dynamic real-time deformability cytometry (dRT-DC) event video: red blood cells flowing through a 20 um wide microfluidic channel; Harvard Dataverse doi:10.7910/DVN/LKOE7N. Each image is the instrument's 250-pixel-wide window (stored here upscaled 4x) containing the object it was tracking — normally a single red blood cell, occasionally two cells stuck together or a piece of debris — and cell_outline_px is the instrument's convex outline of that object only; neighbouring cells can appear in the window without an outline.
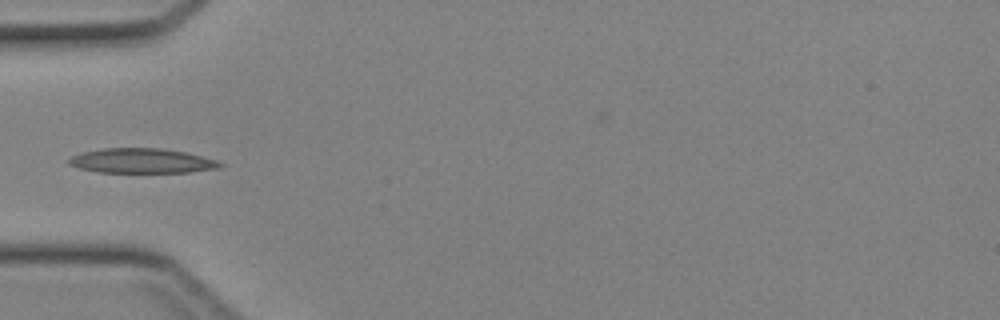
{"species": "Egyptian fruit bat (a non-hibernating species)", "species_latin": "Rousettus aegyptiacus", "temperature_condition": "cold", "stored_images_in_passage": 30, "camera_frame_rate_fps": 3000, "um_per_image_px": 0.085, "animal": {"sex": "female"}, "frame": {"image": 1, "passage_image": 1, "time_ms": 0.0, "image_size_px": [1000, 320], "cell_outline_px": [[224, 164], [220, 168], [188, 172], [96, 172], [80, 168], [68, 164], [68, 160], [72, 156], [80, 152], [104, 148], [164, 148], [184, 152], [216, 160]], "centroid_in_image_um": [12.03, 13.66], "position_along_channel_um": 73.0, "area_um2": 21.73}}
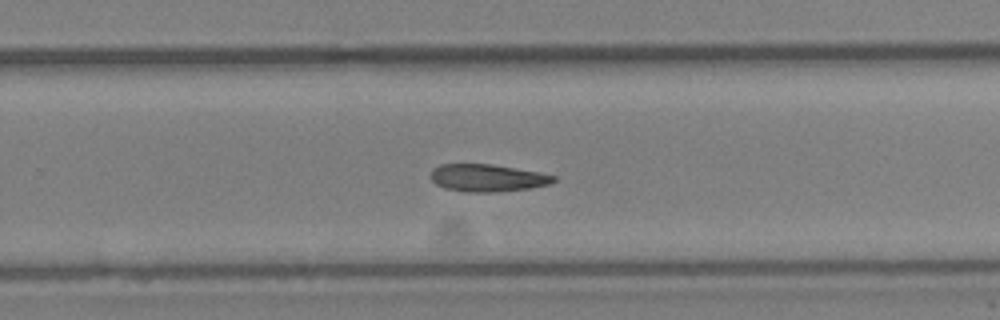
{"frame": {"image": 2, "passage_image": 15, "time_ms": 4.667, "image_size_px": [1000, 320], "cell_outline_px": [[556, 180], [548, 184], [532, 188], [492, 192], [464, 192], [444, 188], [436, 184], [432, 180], [432, 168], [440, 164], [492, 164], [540, 172], [556, 176]], "centroid_in_image_um": [41.43, 15.12], "position_along_channel_um": 288.4, "area_um2": 19.65}}
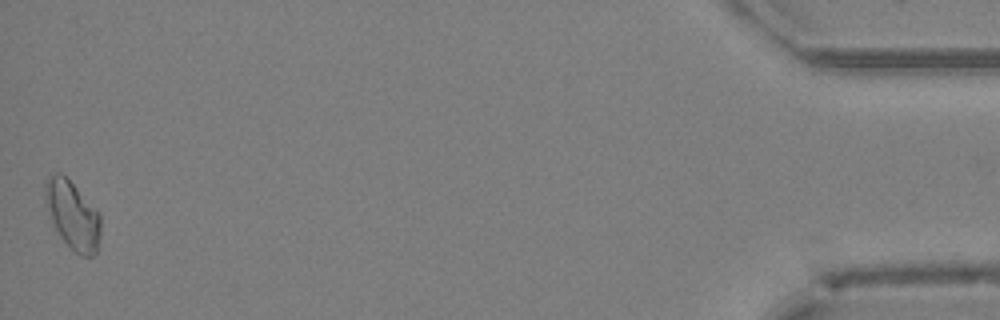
{"frame": {"image": 3, "passage_image": 30, "time_ms": 9.667, "image_size_px": [1000, 320], "cell_outline_px": [[100, 236], [96, 252], [92, 256], [80, 256], [60, 236], [52, 220], [44, 200], [44, 180], [48, 176], [56, 172], [60, 172], [100, 212]], "centroid_in_image_um": [6.16, 18.26], "position_along_channel_um": 429.0, "area_um2": 21.79}}